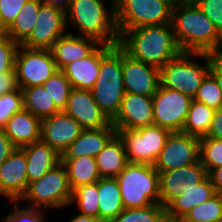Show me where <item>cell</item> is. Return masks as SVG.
Wrapping results in <instances>:
<instances>
[{
	"label": "cell",
	"instance_id": "1",
	"mask_svg": "<svg viewBox=\"0 0 222 222\" xmlns=\"http://www.w3.org/2000/svg\"><path fill=\"white\" fill-rule=\"evenodd\" d=\"M118 33V46L126 54L159 69L182 53L171 24L142 26Z\"/></svg>",
	"mask_w": 222,
	"mask_h": 222
},
{
	"label": "cell",
	"instance_id": "2",
	"mask_svg": "<svg viewBox=\"0 0 222 222\" xmlns=\"http://www.w3.org/2000/svg\"><path fill=\"white\" fill-rule=\"evenodd\" d=\"M171 25L182 52L213 54L222 45L214 23L193 0L175 2Z\"/></svg>",
	"mask_w": 222,
	"mask_h": 222
},
{
	"label": "cell",
	"instance_id": "3",
	"mask_svg": "<svg viewBox=\"0 0 222 222\" xmlns=\"http://www.w3.org/2000/svg\"><path fill=\"white\" fill-rule=\"evenodd\" d=\"M110 12L104 0H71L66 11L72 23L76 24L81 36L96 39L101 44L117 46L119 33L115 22V0Z\"/></svg>",
	"mask_w": 222,
	"mask_h": 222
},
{
	"label": "cell",
	"instance_id": "4",
	"mask_svg": "<svg viewBox=\"0 0 222 222\" xmlns=\"http://www.w3.org/2000/svg\"><path fill=\"white\" fill-rule=\"evenodd\" d=\"M116 179L124 209L160 203L159 173L154 165L128 162Z\"/></svg>",
	"mask_w": 222,
	"mask_h": 222
},
{
	"label": "cell",
	"instance_id": "5",
	"mask_svg": "<svg viewBox=\"0 0 222 222\" xmlns=\"http://www.w3.org/2000/svg\"><path fill=\"white\" fill-rule=\"evenodd\" d=\"M91 92L99 108L112 122L120 111L126 93L122 74V49L118 45L101 60L99 76Z\"/></svg>",
	"mask_w": 222,
	"mask_h": 222
},
{
	"label": "cell",
	"instance_id": "6",
	"mask_svg": "<svg viewBox=\"0 0 222 222\" xmlns=\"http://www.w3.org/2000/svg\"><path fill=\"white\" fill-rule=\"evenodd\" d=\"M192 54L205 59V65L193 62L190 59ZM213 62L212 54L182 52L160 68V85L194 99Z\"/></svg>",
	"mask_w": 222,
	"mask_h": 222
},
{
	"label": "cell",
	"instance_id": "7",
	"mask_svg": "<svg viewBox=\"0 0 222 222\" xmlns=\"http://www.w3.org/2000/svg\"><path fill=\"white\" fill-rule=\"evenodd\" d=\"M175 0H115L118 31L171 24Z\"/></svg>",
	"mask_w": 222,
	"mask_h": 222
},
{
	"label": "cell",
	"instance_id": "8",
	"mask_svg": "<svg viewBox=\"0 0 222 222\" xmlns=\"http://www.w3.org/2000/svg\"><path fill=\"white\" fill-rule=\"evenodd\" d=\"M72 189L69 184L67 170L60 161L42 178L28 183L26 192L20 199L31 201L30 208L40 209L62 207L70 204Z\"/></svg>",
	"mask_w": 222,
	"mask_h": 222
},
{
	"label": "cell",
	"instance_id": "9",
	"mask_svg": "<svg viewBox=\"0 0 222 222\" xmlns=\"http://www.w3.org/2000/svg\"><path fill=\"white\" fill-rule=\"evenodd\" d=\"M170 131L158 125L119 130L128 162L154 165L164 148Z\"/></svg>",
	"mask_w": 222,
	"mask_h": 222
},
{
	"label": "cell",
	"instance_id": "10",
	"mask_svg": "<svg viewBox=\"0 0 222 222\" xmlns=\"http://www.w3.org/2000/svg\"><path fill=\"white\" fill-rule=\"evenodd\" d=\"M56 71L58 68L50 49H29L19 46L15 72L20 89L42 85Z\"/></svg>",
	"mask_w": 222,
	"mask_h": 222
},
{
	"label": "cell",
	"instance_id": "11",
	"mask_svg": "<svg viewBox=\"0 0 222 222\" xmlns=\"http://www.w3.org/2000/svg\"><path fill=\"white\" fill-rule=\"evenodd\" d=\"M153 97L154 124L172 132H182L191 101L190 96L159 86Z\"/></svg>",
	"mask_w": 222,
	"mask_h": 222
},
{
	"label": "cell",
	"instance_id": "12",
	"mask_svg": "<svg viewBox=\"0 0 222 222\" xmlns=\"http://www.w3.org/2000/svg\"><path fill=\"white\" fill-rule=\"evenodd\" d=\"M200 162V138L183 132L168 136L154 167L158 173Z\"/></svg>",
	"mask_w": 222,
	"mask_h": 222
},
{
	"label": "cell",
	"instance_id": "13",
	"mask_svg": "<svg viewBox=\"0 0 222 222\" xmlns=\"http://www.w3.org/2000/svg\"><path fill=\"white\" fill-rule=\"evenodd\" d=\"M66 12L42 4L29 37L20 45L29 49H51L64 36L67 28Z\"/></svg>",
	"mask_w": 222,
	"mask_h": 222
},
{
	"label": "cell",
	"instance_id": "14",
	"mask_svg": "<svg viewBox=\"0 0 222 222\" xmlns=\"http://www.w3.org/2000/svg\"><path fill=\"white\" fill-rule=\"evenodd\" d=\"M122 74L126 93L153 96L160 86V69L137 61L122 50Z\"/></svg>",
	"mask_w": 222,
	"mask_h": 222
},
{
	"label": "cell",
	"instance_id": "15",
	"mask_svg": "<svg viewBox=\"0 0 222 222\" xmlns=\"http://www.w3.org/2000/svg\"><path fill=\"white\" fill-rule=\"evenodd\" d=\"M208 173L201 162L159 173L160 204L166 207L183 191L202 182Z\"/></svg>",
	"mask_w": 222,
	"mask_h": 222
},
{
	"label": "cell",
	"instance_id": "16",
	"mask_svg": "<svg viewBox=\"0 0 222 222\" xmlns=\"http://www.w3.org/2000/svg\"><path fill=\"white\" fill-rule=\"evenodd\" d=\"M83 130L82 126L65 111L41 119V140L60 156Z\"/></svg>",
	"mask_w": 222,
	"mask_h": 222
},
{
	"label": "cell",
	"instance_id": "17",
	"mask_svg": "<svg viewBox=\"0 0 222 222\" xmlns=\"http://www.w3.org/2000/svg\"><path fill=\"white\" fill-rule=\"evenodd\" d=\"M154 124L153 97L125 93L120 111L112 121L116 132L132 130Z\"/></svg>",
	"mask_w": 222,
	"mask_h": 222
},
{
	"label": "cell",
	"instance_id": "18",
	"mask_svg": "<svg viewBox=\"0 0 222 222\" xmlns=\"http://www.w3.org/2000/svg\"><path fill=\"white\" fill-rule=\"evenodd\" d=\"M64 111L83 129H100L112 123L97 105L91 90L72 88Z\"/></svg>",
	"mask_w": 222,
	"mask_h": 222
},
{
	"label": "cell",
	"instance_id": "19",
	"mask_svg": "<svg viewBox=\"0 0 222 222\" xmlns=\"http://www.w3.org/2000/svg\"><path fill=\"white\" fill-rule=\"evenodd\" d=\"M26 154L16 148L0 166V194L14 201L20 200L28 186Z\"/></svg>",
	"mask_w": 222,
	"mask_h": 222
},
{
	"label": "cell",
	"instance_id": "20",
	"mask_svg": "<svg viewBox=\"0 0 222 222\" xmlns=\"http://www.w3.org/2000/svg\"><path fill=\"white\" fill-rule=\"evenodd\" d=\"M101 46V47H100ZM100 47V48H99ZM100 44L89 56L65 65L61 71L65 74L72 88L91 90L99 76L101 60L114 48Z\"/></svg>",
	"mask_w": 222,
	"mask_h": 222
},
{
	"label": "cell",
	"instance_id": "21",
	"mask_svg": "<svg viewBox=\"0 0 222 222\" xmlns=\"http://www.w3.org/2000/svg\"><path fill=\"white\" fill-rule=\"evenodd\" d=\"M101 43L96 39L67 33L55 41L50 49L58 70L65 65L89 56Z\"/></svg>",
	"mask_w": 222,
	"mask_h": 222
},
{
	"label": "cell",
	"instance_id": "22",
	"mask_svg": "<svg viewBox=\"0 0 222 222\" xmlns=\"http://www.w3.org/2000/svg\"><path fill=\"white\" fill-rule=\"evenodd\" d=\"M112 125L100 129H84L61 155V158L93 157L103 150L108 141L116 134Z\"/></svg>",
	"mask_w": 222,
	"mask_h": 222
},
{
	"label": "cell",
	"instance_id": "23",
	"mask_svg": "<svg viewBox=\"0 0 222 222\" xmlns=\"http://www.w3.org/2000/svg\"><path fill=\"white\" fill-rule=\"evenodd\" d=\"M216 195L209 176L195 187L183 191L181 196L173 199L166 207L169 222H179L192 208L210 200Z\"/></svg>",
	"mask_w": 222,
	"mask_h": 222
},
{
	"label": "cell",
	"instance_id": "24",
	"mask_svg": "<svg viewBox=\"0 0 222 222\" xmlns=\"http://www.w3.org/2000/svg\"><path fill=\"white\" fill-rule=\"evenodd\" d=\"M16 148L41 140V119L23 109L15 113L3 128Z\"/></svg>",
	"mask_w": 222,
	"mask_h": 222
},
{
	"label": "cell",
	"instance_id": "25",
	"mask_svg": "<svg viewBox=\"0 0 222 222\" xmlns=\"http://www.w3.org/2000/svg\"><path fill=\"white\" fill-rule=\"evenodd\" d=\"M21 149L26 154L28 183L42 178L61 161V156L42 140L26 145Z\"/></svg>",
	"mask_w": 222,
	"mask_h": 222
},
{
	"label": "cell",
	"instance_id": "26",
	"mask_svg": "<svg viewBox=\"0 0 222 222\" xmlns=\"http://www.w3.org/2000/svg\"><path fill=\"white\" fill-rule=\"evenodd\" d=\"M101 178H116L128 163L122 139L116 133L96 156Z\"/></svg>",
	"mask_w": 222,
	"mask_h": 222
},
{
	"label": "cell",
	"instance_id": "27",
	"mask_svg": "<svg viewBox=\"0 0 222 222\" xmlns=\"http://www.w3.org/2000/svg\"><path fill=\"white\" fill-rule=\"evenodd\" d=\"M99 219L110 222L123 210L121 191L116 178H100L98 180Z\"/></svg>",
	"mask_w": 222,
	"mask_h": 222
},
{
	"label": "cell",
	"instance_id": "28",
	"mask_svg": "<svg viewBox=\"0 0 222 222\" xmlns=\"http://www.w3.org/2000/svg\"><path fill=\"white\" fill-rule=\"evenodd\" d=\"M64 164L71 189L97 182L101 176L98 172L96 158L93 157H76L61 158Z\"/></svg>",
	"mask_w": 222,
	"mask_h": 222
},
{
	"label": "cell",
	"instance_id": "29",
	"mask_svg": "<svg viewBox=\"0 0 222 222\" xmlns=\"http://www.w3.org/2000/svg\"><path fill=\"white\" fill-rule=\"evenodd\" d=\"M42 4L41 0H28L12 24L6 29L7 36L21 45L32 32Z\"/></svg>",
	"mask_w": 222,
	"mask_h": 222
},
{
	"label": "cell",
	"instance_id": "30",
	"mask_svg": "<svg viewBox=\"0 0 222 222\" xmlns=\"http://www.w3.org/2000/svg\"><path fill=\"white\" fill-rule=\"evenodd\" d=\"M24 109L43 119L59 112L48 91L42 86L22 88Z\"/></svg>",
	"mask_w": 222,
	"mask_h": 222
},
{
	"label": "cell",
	"instance_id": "31",
	"mask_svg": "<svg viewBox=\"0 0 222 222\" xmlns=\"http://www.w3.org/2000/svg\"><path fill=\"white\" fill-rule=\"evenodd\" d=\"M214 113V108L192 100L182 132L199 138L206 136L210 129Z\"/></svg>",
	"mask_w": 222,
	"mask_h": 222
},
{
	"label": "cell",
	"instance_id": "32",
	"mask_svg": "<svg viewBox=\"0 0 222 222\" xmlns=\"http://www.w3.org/2000/svg\"><path fill=\"white\" fill-rule=\"evenodd\" d=\"M110 222H169L166 209L160 203L136 209H124Z\"/></svg>",
	"mask_w": 222,
	"mask_h": 222
},
{
	"label": "cell",
	"instance_id": "33",
	"mask_svg": "<svg viewBox=\"0 0 222 222\" xmlns=\"http://www.w3.org/2000/svg\"><path fill=\"white\" fill-rule=\"evenodd\" d=\"M98 181L80 185L72 190L70 203L77 202L81 214L99 218Z\"/></svg>",
	"mask_w": 222,
	"mask_h": 222
},
{
	"label": "cell",
	"instance_id": "34",
	"mask_svg": "<svg viewBox=\"0 0 222 222\" xmlns=\"http://www.w3.org/2000/svg\"><path fill=\"white\" fill-rule=\"evenodd\" d=\"M222 220V194L192 208L179 222H214Z\"/></svg>",
	"mask_w": 222,
	"mask_h": 222
},
{
	"label": "cell",
	"instance_id": "35",
	"mask_svg": "<svg viewBox=\"0 0 222 222\" xmlns=\"http://www.w3.org/2000/svg\"><path fill=\"white\" fill-rule=\"evenodd\" d=\"M42 86L48 91L56 108L59 111H64L72 90L71 83L65 74L61 70L56 71Z\"/></svg>",
	"mask_w": 222,
	"mask_h": 222
},
{
	"label": "cell",
	"instance_id": "36",
	"mask_svg": "<svg viewBox=\"0 0 222 222\" xmlns=\"http://www.w3.org/2000/svg\"><path fill=\"white\" fill-rule=\"evenodd\" d=\"M200 162L207 173L222 166V139L200 138Z\"/></svg>",
	"mask_w": 222,
	"mask_h": 222
},
{
	"label": "cell",
	"instance_id": "37",
	"mask_svg": "<svg viewBox=\"0 0 222 222\" xmlns=\"http://www.w3.org/2000/svg\"><path fill=\"white\" fill-rule=\"evenodd\" d=\"M193 100L214 108L215 110L222 107V94L220 87L210 73H208L202 81Z\"/></svg>",
	"mask_w": 222,
	"mask_h": 222
},
{
	"label": "cell",
	"instance_id": "38",
	"mask_svg": "<svg viewBox=\"0 0 222 222\" xmlns=\"http://www.w3.org/2000/svg\"><path fill=\"white\" fill-rule=\"evenodd\" d=\"M24 109L23 93L20 88L0 96V129H3L7 121L17 112Z\"/></svg>",
	"mask_w": 222,
	"mask_h": 222
},
{
	"label": "cell",
	"instance_id": "39",
	"mask_svg": "<svg viewBox=\"0 0 222 222\" xmlns=\"http://www.w3.org/2000/svg\"><path fill=\"white\" fill-rule=\"evenodd\" d=\"M19 46L7 35L0 38V73L15 71V59Z\"/></svg>",
	"mask_w": 222,
	"mask_h": 222
},
{
	"label": "cell",
	"instance_id": "40",
	"mask_svg": "<svg viewBox=\"0 0 222 222\" xmlns=\"http://www.w3.org/2000/svg\"><path fill=\"white\" fill-rule=\"evenodd\" d=\"M222 36V0H193Z\"/></svg>",
	"mask_w": 222,
	"mask_h": 222
},
{
	"label": "cell",
	"instance_id": "41",
	"mask_svg": "<svg viewBox=\"0 0 222 222\" xmlns=\"http://www.w3.org/2000/svg\"><path fill=\"white\" fill-rule=\"evenodd\" d=\"M14 211L7 215L5 222H43L44 213L40 209L36 208H19L17 206V201H14ZM17 207V208H16Z\"/></svg>",
	"mask_w": 222,
	"mask_h": 222
},
{
	"label": "cell",
	"instance_id": "42",
	"mask_svg": "<svg viewBox=\"0 0 222 222\" xmlns=\"http://www.w3.org/2000/svg\"><path fill=\"white\" fill-rule=\"evenodd\" d=\"M28 0H0V21L7 29Z\"/></svg>",
	"mask_w": 222,
	"mask_h": 222
},
{
	"label": "cell",
	"instance_id": "43",
	"mask_svg": "<svg viewBox=\"0 0 222 222\" xmlns=\"http://www.w3.org/2000/svg\"><path fill=\"white\" fill-rule=\"evenodd\" d=\"M17 78L15 71L0 73V96L17 90Z\"/></svg>",
	"mask_w": 222,
	"mask_h": 222
},
{
	"label": "cell",
	"instance_id": "44",
	"mask_svg": "<svg viewBox=\"0 0 222 222\" xmlns=\"http://www.w3.org/2000/svg\"><path fill=\"white\" fill-rule=\"evenodd\" d=\"M201 138L222 139V107L215 110L209 131Z\"/></svg>",
	"mask_w": 222,
	"mask_h": 222
},
{
	"label": "cell",
	"instance_id": "45",
	"mask_svg": "<svg viewBox=\"0 0 222 222\" xmlns=\"http://www.w3.org/2000/svg\"><path fill=\"white\" fill-rule=\"evenodd\" d=\"M16 149L10 139L0 129V166L6 161L10 154Z\"/></svg>",
	"mask_w": 222,
	"mask_h": 222
},
{
	"label": "cell",
	"instance_id": "46",
	"mask_svg": "<svg viewBox=\"0 0 222 222\" xmlns=\"http://www.w3.org/2000/svg\"><path fill=\"white\" fill-rule=\"evenodd\" d=\"M208 176L213 183L216 194H222V166L211 170Z\"/></svg>",
	"mask_w": 222,
	"mask_h": 222
},
{
	"label": "cell",
	"instance_id": "47",
	"mask_svg": "<svg viewBox=\"0 0 222 222\" xmlns=\"http://www.w3.org/2000/svg\"><path fill=\"white\" fill-rule=\"evenodd\" d=\"M43 4L67 11L71 0H41Z\"/></svg>",
	"mask_w": 222,
	"mask_h": 222
},
{
	"label": "cell",
	"instance_id": "48",
	"mask_svg": "<svg viewBox=\"0 0 222 222\" xmlns=\"http://www.w3.org/2000/svg\"><path fill=\"white\" fill-rule=\"evenodd\" d=\"M209 73L215 78L222 94V70L213 62L211 64Z\"/></svg>",
	"mask_w": 222,
	"mask_h": 222
},
{
	"label": "cell",
	"instance_id": "49",
	"mask_svg": "<svg viewBox=\"0 0 222 222\" xmlns=\"http://www.w3.org/2000/svg\"><path fill=\"white\" fill-rule=\"evenodd\" d=\"M70 222H102L99 218L78 214L70 220Z\"/></svg>",
	"mask_w": 222,
	"mask_h": 222
},
{
	"label": "cell",
	"instance_id": "50",
	"mask_svg": "<svg viewBox=\"0 0 222 222\" xmlns=\"http://www.w3.org/2000/svg\"><path fill=\"white\" fill-rule=\"evenodd\" d=\"M222 45L212 54L214 63L222 70Z\"/></svg>",
	"mask_w": 222,
	"mask_h": 222
},
{
	"label": "cell",
	"instance_id": "51",
	"mask_svg": "<svg viewBox=\"0 0 222 222\" xmlns=\"http://www.w3.org/2000/svg\"><path fill=\"white\" fill-rule=\"evenodd\" d=\"M7 35L6 33V28L1 24V21H0V38H3Z\"/></svg>",
	"mask_w": 222,
	"mask_h": 222
}]
</instances>
